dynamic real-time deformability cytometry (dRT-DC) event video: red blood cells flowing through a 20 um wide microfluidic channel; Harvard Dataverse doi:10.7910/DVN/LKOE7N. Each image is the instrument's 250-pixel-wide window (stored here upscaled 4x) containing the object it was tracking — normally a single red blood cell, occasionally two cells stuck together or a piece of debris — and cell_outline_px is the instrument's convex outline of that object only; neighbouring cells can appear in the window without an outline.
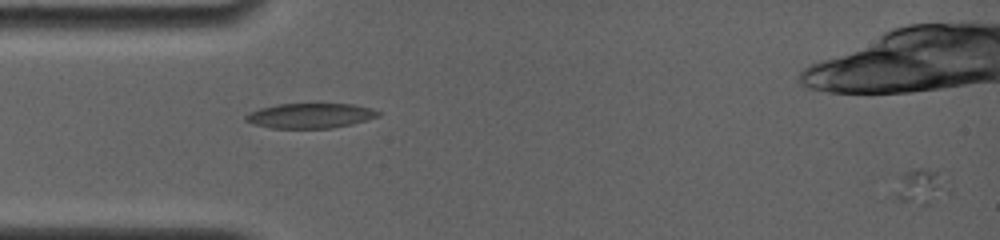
{"species": "common noctule bat (a hibernating species)", "species_latin": "Nyctalus noctula", "temperature_condition": "room temperature", "stored_images_in_passage": 6, "segment_of_instrument_passage": [2, 2], "camera_frame_rate_fps": 4000, "um_per_image_px": 0.085, "animal": {"sex": "female", "body_mass_g": 19.0, "forearm_length_mm": 56.7}, "frame": {"image": 1, "passage_image": 6, "time_ms": 4.25, "image_size_px": [1000, 240], "cell_outline_px": [[952, 196], [944, 204], [924, 208], [896, 200], [892, 196], [900, 176], [904, 172], [916, 168], [928, 168], [936, 172], [948, 180], [952, 192]], "centroid_in_image_um": [78.42, 16.01], "position_along_channel_um": 6.6, "area_um2": 12.77}}